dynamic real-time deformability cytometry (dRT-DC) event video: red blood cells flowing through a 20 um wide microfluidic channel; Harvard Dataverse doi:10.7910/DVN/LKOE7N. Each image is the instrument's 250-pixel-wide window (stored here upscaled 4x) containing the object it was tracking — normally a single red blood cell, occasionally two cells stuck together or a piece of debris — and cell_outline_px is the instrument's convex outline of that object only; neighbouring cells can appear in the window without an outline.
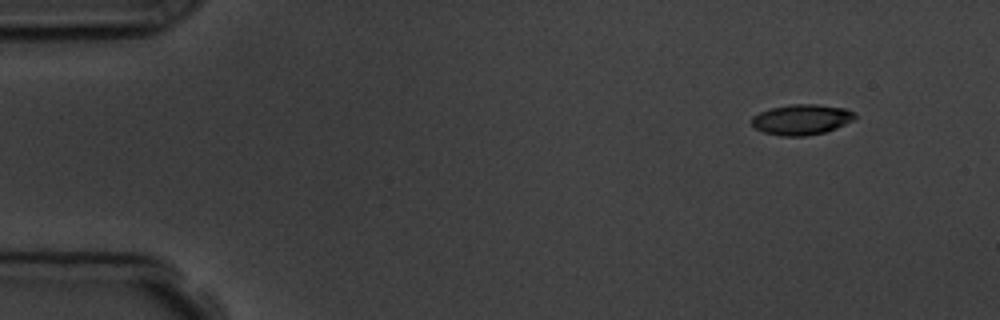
{"species": "common noctule bat (a hibernating species)", "species_latin": "Nyctalus noctula", "temperature_condition": "room temperature", "stored_images_in_passage": 4, "camera_frame_rate_fps": 3000, "um_per_image_px": 0.085, "animal": {"sex": "male", "body_mass_g": 19.5, "forearm_length_mm": 54.6}, "frame": {"image": 1, "passage_image": 1, "time_ms": 0.0, "image_size_px": [1000, 320], "cell_outline_px": [[856, 116], [852, 120], [836, 128], [824, 132], [804, 136], [780, 136], [764, 132], [756, 128], [752, 124], [752, 116], [760, 112], [772, 108], [792, 104], [816, 104], [844, 108], [856, 112]], "centroid_in_image_um": [68.13, 10.16], "position_along_channel_um": 16.9, "area_um2": 18.15}}